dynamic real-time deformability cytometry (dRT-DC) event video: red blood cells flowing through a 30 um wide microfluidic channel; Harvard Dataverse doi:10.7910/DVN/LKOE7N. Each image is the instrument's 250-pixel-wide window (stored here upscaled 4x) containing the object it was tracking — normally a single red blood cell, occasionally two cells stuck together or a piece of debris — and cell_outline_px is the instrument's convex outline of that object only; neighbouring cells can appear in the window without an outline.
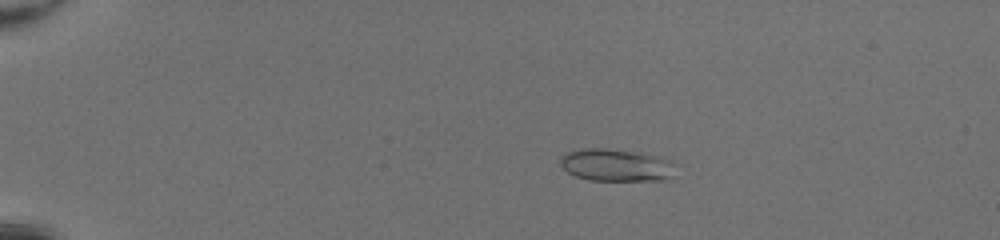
{"species": "common noctule bat (a hibernating species)", "species_latin": "Nyctalus noctula", "temperature_condition": "room temperature", "stored_images_in_passage": 51, "camera_frame_rate_fps": 3000, "um_per_image_px": 0.085, "animal": {"sex": "female", "body_mass_g": 20.0, "forearm_length_mm": 54.0}, "frame": {"image": 1, "passage_image": 12, "time_ms": 3.667, "image_size_px": [1000, 240], "cell_outline_px": [[680, 164], [676, 176], [668, 180], [588, 180], [576, 176], [568, 172], [560, 164], [560, 156], [568, 152], [580, 148], [608, 148], [640, 152], [672, 160]], "centroid_in_image_um": [52.5, 14.03], "position_along_channel_um": 32.5, "area_um2": 22.48}}
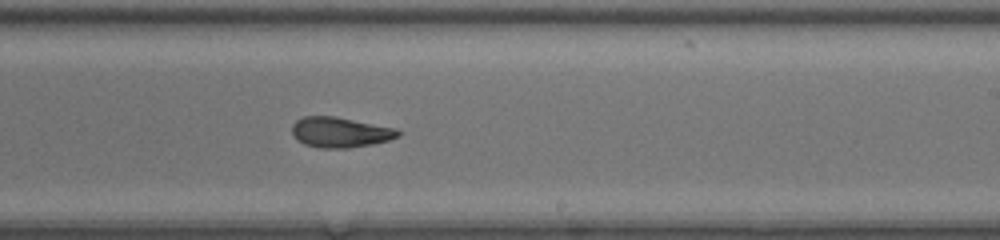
{"frame": {"image": 2, "passage_image": 34, "time_ms": 11.0, "image_size_px": [1000, 240], "cell_outline_px": [[404, 132], [400, 136], [388, 140], [372, 144], [348, 148], [320, 148], [304, 144], [296, 140], [292, 136], [292, 124], [296, 120], [304, 116], [336, 116], [396, 128]], "centroid_in_image_um": [28.91, 11.24], "position_along_channel_um": 260.1, "area_um2": 19.02}}
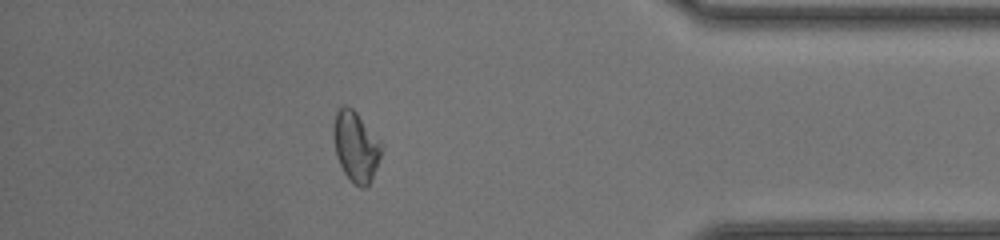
{"frame": {"image": 3, "passage_image": 46, "time_ms": 15.0, "image_size_px": [1000, 240], "cell_outline_px": [[380, 156], [376, 168], [368, 184], [364, 188], [360, 188], [344, 172], [336, 156], [332, 132], [336, 112], [344, 104], [352, 108], [356, 112], [380, 140]], "centroid_in_image_um": [30.21, 12.42], "position_along_channel_um": 405.0, "area_um2": 19.19}, "authors_computed_cell_mechanics": {"area_um2": 19.9988, "velocity_mm_per_s": 4.3036, "shape_relaxation_time_tau1_ms": null, "shape_relaxation_time_tau2_ms": 2.1529, "deformation_change_tau1": null, "deformation_change_tau2": 0.0676}}